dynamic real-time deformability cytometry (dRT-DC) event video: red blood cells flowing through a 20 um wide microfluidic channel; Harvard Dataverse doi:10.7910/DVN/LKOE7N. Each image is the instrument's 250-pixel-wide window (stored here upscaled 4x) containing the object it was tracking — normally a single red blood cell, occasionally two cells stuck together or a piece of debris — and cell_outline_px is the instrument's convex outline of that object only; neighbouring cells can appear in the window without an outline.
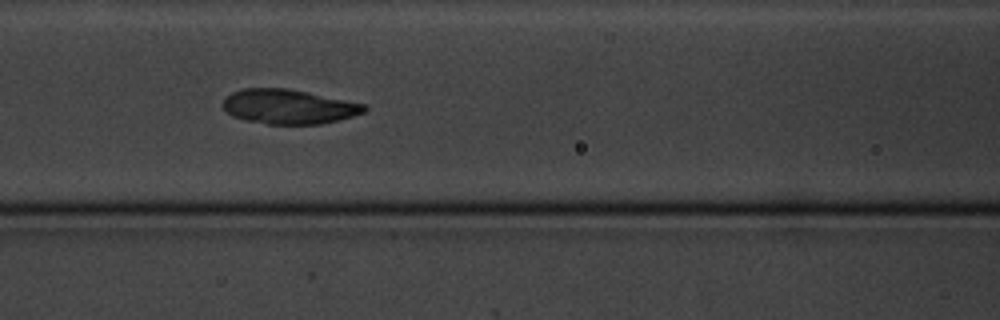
{"species": "common noctule bat (a hibernating species)", "species_latin": "Nyctalus noctula", "temperature_condition": "cold", "stored_images_in_passage": 9, "camera_frame_rate_fps": 3000, "um_per_image_px": 0.085, "animal": {"sex": "male", "body_mass_g": 20.1, "forearm_length_mm": 53.5}, "frame": {"image": 1, "passage_image": 7, "time_ms": 7.667, "image_size_px": [1000, 320], "cell_outline_px": [[368, 108], [364, 112], [352, 116], [320, 124], [268, 124], [244, 120], [232, 116], [220, 104], [224, 96], [240, 88], [288, 88], [308, 92], [364, 104]], "centroid_in_image_um": [24.46, 9.05], "position_along_channel_um": 142.1, "area_um2": 28.55}}
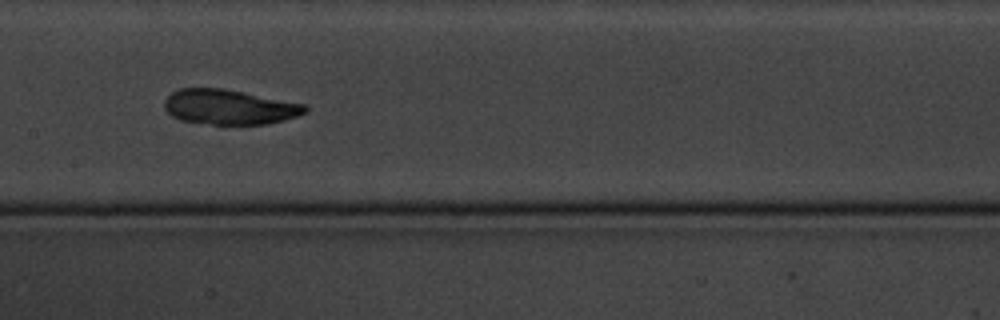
{"frame": {"image": 2, "passage_image": 8, "time_ms": 9.0, "image_size_px": [1000, 320], "cell_outline_px": [[308, 112], [284, 120], [268, 124], [212, 124], [180, 120], [172, 116], [164, 108], [164, 100], [172, 92], [180, 88], [224, 88], [304, 104], [308, 108]], "centroid_in_image_um": [19.48, 9.09], "position_along_channel_um": 187.9, "area_um2": 28.61}}
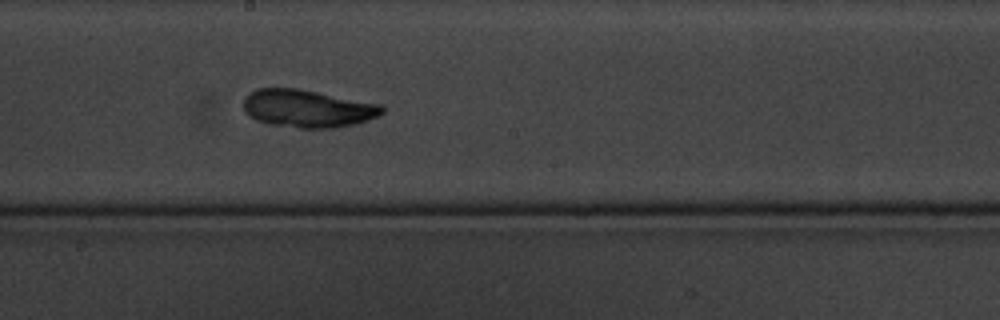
{"frame": {"image": 3, "passage_image": 9, "time_ms": 10.0, "image_size_px": [1000, 320], "cell_outline_px": [[384, 112], [380, 116], [356, 124], [336, 128], [300, 128], [268, 124], [256, 120], [248, 116], [244, 112], [244, 100], [252, 92], [260, 88], [296, 88], [384, 104]], "centroid_in_image_um": [26.2, 9.24], "position_along_channel_um": 222.0, "area_um2": 30.75}}